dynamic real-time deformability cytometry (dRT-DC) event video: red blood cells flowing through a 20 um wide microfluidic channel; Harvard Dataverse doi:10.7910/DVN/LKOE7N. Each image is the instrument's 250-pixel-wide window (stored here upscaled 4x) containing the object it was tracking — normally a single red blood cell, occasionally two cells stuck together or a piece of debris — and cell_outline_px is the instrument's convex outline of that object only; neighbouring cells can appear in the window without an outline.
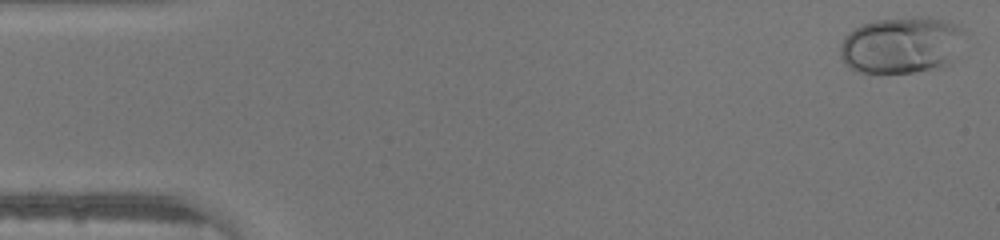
{"species": "human", "species_latin": "Homo sapiens", "temperature_condition": "warm", "stored_images_in_passage": 46, "camera_frame_rate_fps": 3000, "um_per_image_px": 0.085, "donor": {"sex": "male"}, "frame": {"image": 1, "passage_image": 1, "time_ms": 0.0, "image_size_px": [1000, 240], "cell_outline_px": [[964, 28], [952, 60], [944, 68], [912, 72], [860, 72], [852, 68], [840, 56], [840, 44], [844, 36], [848, 32], [864, 24], [876, 20], [920, 16], [928, 16], [944, 20], [956, 24]], "centroid_in_image_um": [76.61, 3.82], "position_along_channel_um": 8.4, "area_um2": 40.75}}
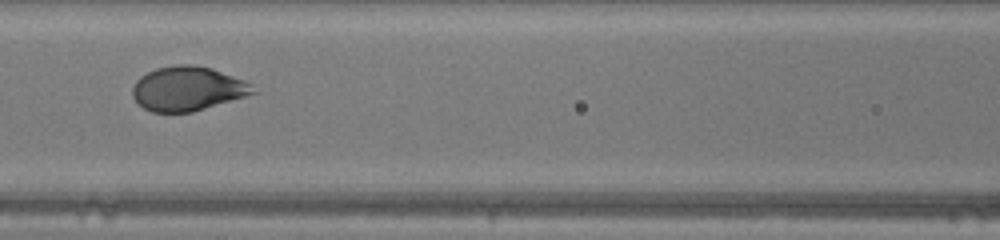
{"frame": {"image": 2, "passage_image": 20, "time_ms": 6.333, "image_size_px": [1000, 240], "cell_outline_px": [[260, 92], [192, 112], [152, 112], [144, 108], [132, 96], [132, 88], [136, 80], [140, 76], [156, 68], [176, 64], [192, 64], [212, 68], [244, 80], [252, 84]], "centroid_in_image_um": [15.97, 7.53], "position_along_channel_um": 150.6, "area_um2": 31.27}}
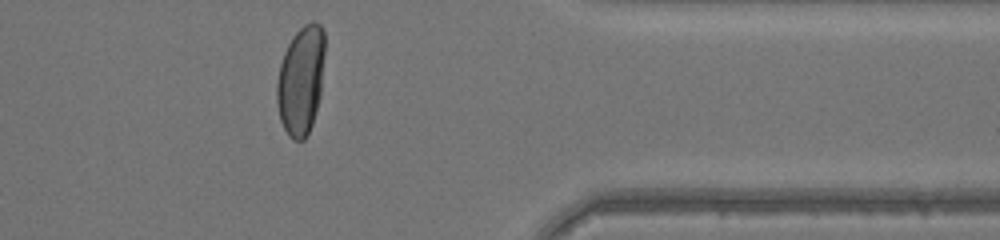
{"frame": {"image": 3, "passage_image": 37, "time_ms": 12.0, "image_size_px": [1000, 240], "cell_outline_px": [[324, 52], [320, 96], [316, 112], [312, 124], [304, 140], [292, 140], [288, 136], [280, 120], [276, 104], [276, 84], [280, 64], [284, 52], [292, 36], [304, 24], [312, 20], [320, 24], [324, 32]], "centroid_in_image_um": [25.56, 6.83], "position_along_channel_um": 385.8, "area_um2": 30.63}}